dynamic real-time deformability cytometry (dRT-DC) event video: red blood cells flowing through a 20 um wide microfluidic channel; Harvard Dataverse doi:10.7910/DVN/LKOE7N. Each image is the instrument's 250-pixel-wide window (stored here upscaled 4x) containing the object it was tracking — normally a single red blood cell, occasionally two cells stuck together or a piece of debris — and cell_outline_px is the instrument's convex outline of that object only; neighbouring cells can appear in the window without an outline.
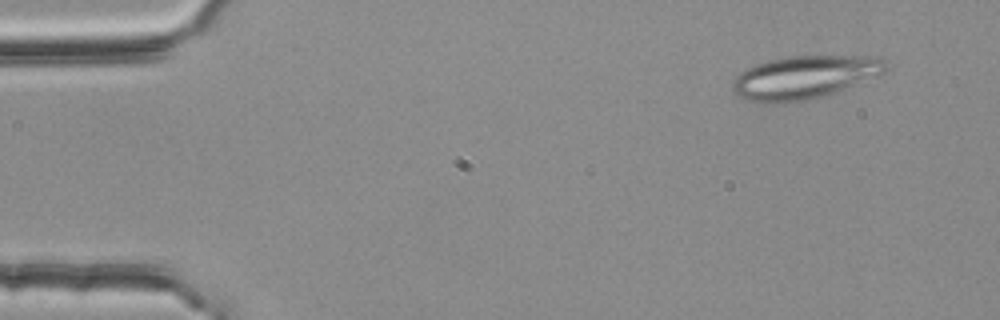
{"species": "common noctule bat (a hibernating species)", "species_latin": "Nyctalus noctula", "temperature_condition": "room temperature", "stored_images_in_passage": 54, "segment_of_instrument_passage": [1, 2], "camera_frame_rate_fps": 3000, "um_per_image_px": 0.085, "animal": {"sex": "female", "body_mass_g": 25.1}, "frame": {"image": 1, "passage_image": 5, "time_ms": 1.333, "image_size_px": [1000, 320], "cell_outline_px": [[888, 68], [884, 72], [876, 76], [824, 96], [808, 100], [784, 104], [768, 104], [748, 100], [732, 92], [732, 80], [740, 72], [756, 64], [768, 60], [788, 56], [876, 56], [884, 60], [888, 64]], "centroid_in_image_um": [68.34, 6.58], "position_along_channel_um": 16.7, "area_um2": 38.73}}